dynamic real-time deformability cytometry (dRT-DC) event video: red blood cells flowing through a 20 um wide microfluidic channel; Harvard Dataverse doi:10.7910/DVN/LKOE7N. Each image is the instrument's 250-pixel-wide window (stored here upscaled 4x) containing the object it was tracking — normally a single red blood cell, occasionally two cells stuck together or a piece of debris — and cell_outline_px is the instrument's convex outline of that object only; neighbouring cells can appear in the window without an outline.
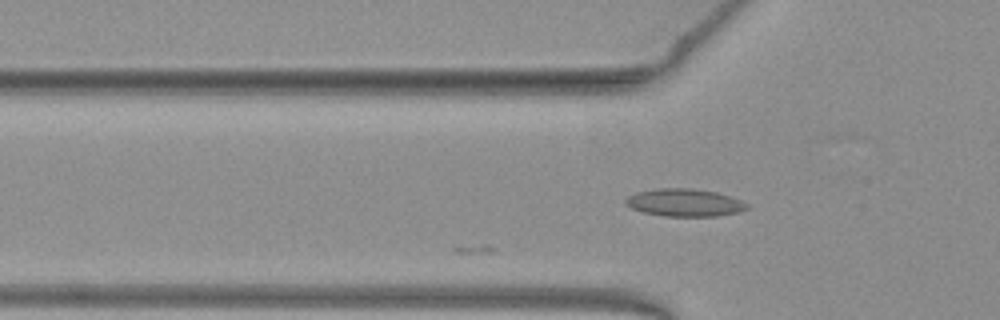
{"species": "common noctule bat (a hibernating species)", "species_latin": "Nyctalus noctula", "temperature_condition": "warm", "stored_images_in_passage": 16, "camera_frame_rate_fps": 3000, "um_per_image_px": 0.085, "animal": {"sex": "female", "body_mass_g": 19.3, "forearm_length_mm": 54.1}, "frame": {"image": 1, "passage_image": 16, "time_ms": 5.0, "image_size_px": [1000, 320], "cell_outline_px": [[748, 208], [740, 212], [716, 216], [664, 216], [644, 212], [632, 208], [624, 204], [624, 200], [628, 196], [636, 192], [660, 188], [692, 188], [716, 192], [732, 196], [748, 204]], "centroid_in_image_um": [58.19, 17.22], "position_along_channel_um": 67.6, "area_um2": 19.59}}